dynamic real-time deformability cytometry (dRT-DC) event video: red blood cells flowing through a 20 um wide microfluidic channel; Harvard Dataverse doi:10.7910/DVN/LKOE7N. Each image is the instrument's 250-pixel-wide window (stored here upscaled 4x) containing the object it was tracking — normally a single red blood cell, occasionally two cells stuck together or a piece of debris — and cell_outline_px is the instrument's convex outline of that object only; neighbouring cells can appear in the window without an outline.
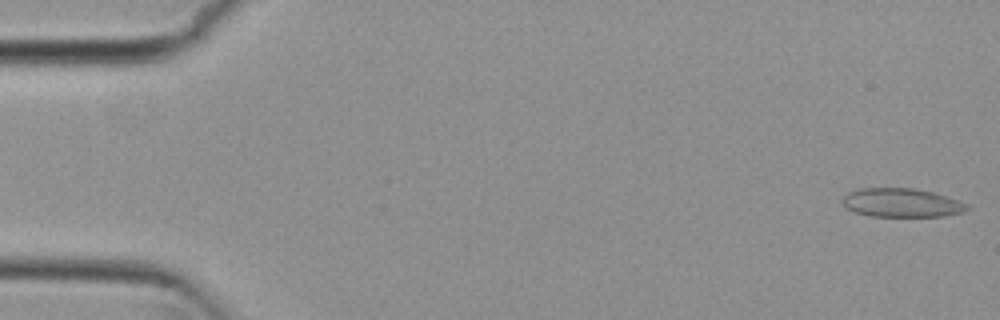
{"species": "common noctule bat (a hibernating species)", "species_latin": "Nyctalus noctula", "temperature_condition": "cold", "stored_images_in_passage": 28, "camera_frame_rate_fps": 3000, "um_per_image_px": 0.085, "animal": {"sex": "female", "body_mass_g": 29.2, "forearm_length_mm": 56.3}, "frame": {"image": 1, "passage_image": 1, "time_ms": 0.0, "image_size_px": [1000, 320], "cell_outline_px": [[972, 208], [964, 212], [944, 216], [872, 216], [856, 212], [848, 208], [844, 204], [844, 196], [848, 192], [856, 188], [912, 188], [932, 192], [960, 200], [968, 204]], "centroid_in_image_um": [76.7, 17.23], "position_along_channel_um": 8.3, "area_um2": 20.87}}
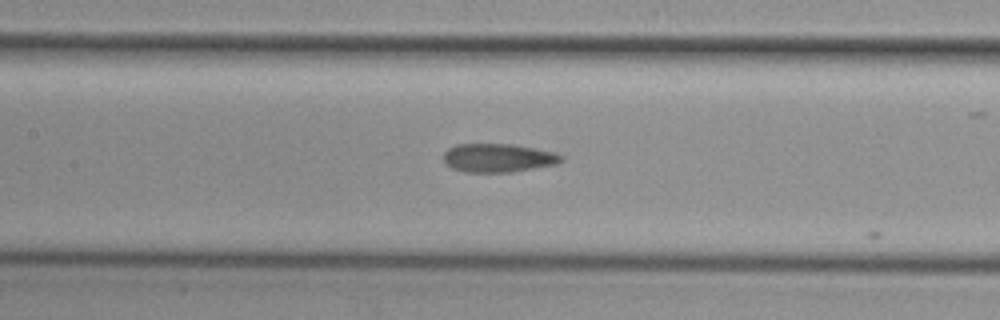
{"frame": {"image": 2, "passage_image": 24, "time_ms": 7.667, "image_size_px": [1000, 320], "cell_outline_px": [[564, 160], [556, 164], [512, 172], [464, 172], [452, 168], [444, 160], [444, 152], [448, 148], [456, 144], [512, 144], [536, 148], [556, 152], [564, 156]], "centroid_in_image_um": [42.38, 13.41], "position_along_channel_um": 165.0, "area_um2": 19.71}}
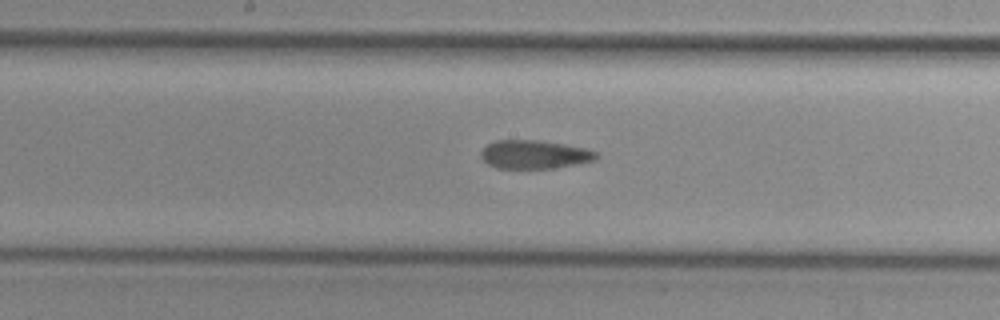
{"frame": {"image": 3, "passage_image": 27, "time_ms": 8.667, "image_size_px": [1000, 320], "cell_outline_px": [[600, 156], [596, 160], [552, 168], [496, 168], [488, 164], [480, 156], [480, 152], [488, 144], [496, 140], [540, 140], [588, 148], [600, 152]], "centroid_in_image_um": [45.47, 13.12], "position_along_channel_um": 202.7, "area_um2": 19.31}}